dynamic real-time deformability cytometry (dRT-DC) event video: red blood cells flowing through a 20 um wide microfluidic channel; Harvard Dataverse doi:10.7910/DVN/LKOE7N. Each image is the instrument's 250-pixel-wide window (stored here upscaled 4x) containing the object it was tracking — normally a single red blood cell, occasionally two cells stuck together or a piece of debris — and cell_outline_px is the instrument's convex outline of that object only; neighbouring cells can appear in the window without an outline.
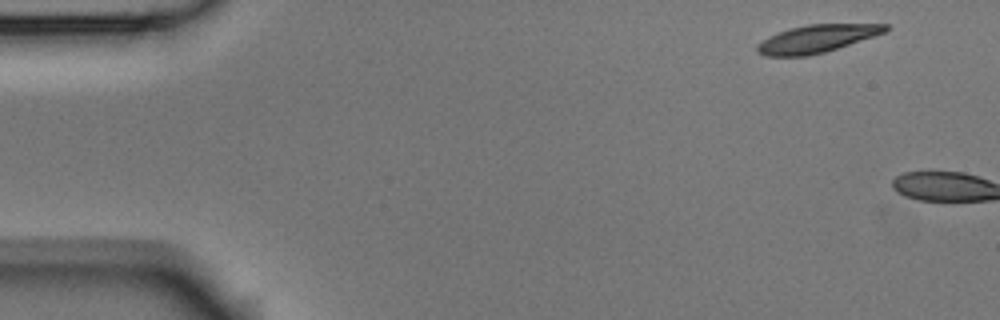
{"species": "Egyptian fruit bat (a non-hibernating species)", "species_latin": "Rousettus aegyptiacus", "temperature_condition": "room temperature", "stored_images_in_passage": 2, "camera_frame_rate_fps": 3000, "um_per_image_px": 0.085, "animal": {"sex": "male"}, "frame": {"image": 1, "passage_image": 1, "time_ms": 0.0, "image_size_px": [1000, 320], "cell_outline_px": [[888, 28], [884, 32], [824, 52], [808, 56], [764, 56], [756, 52], [756, 44], [768, 36], [792, 28], [808, 24], [888, 24]], "centroid_in_image_um": [69.34, 3.3], "position_along_channel_um": 15.7, "area_um2": 20.35}}